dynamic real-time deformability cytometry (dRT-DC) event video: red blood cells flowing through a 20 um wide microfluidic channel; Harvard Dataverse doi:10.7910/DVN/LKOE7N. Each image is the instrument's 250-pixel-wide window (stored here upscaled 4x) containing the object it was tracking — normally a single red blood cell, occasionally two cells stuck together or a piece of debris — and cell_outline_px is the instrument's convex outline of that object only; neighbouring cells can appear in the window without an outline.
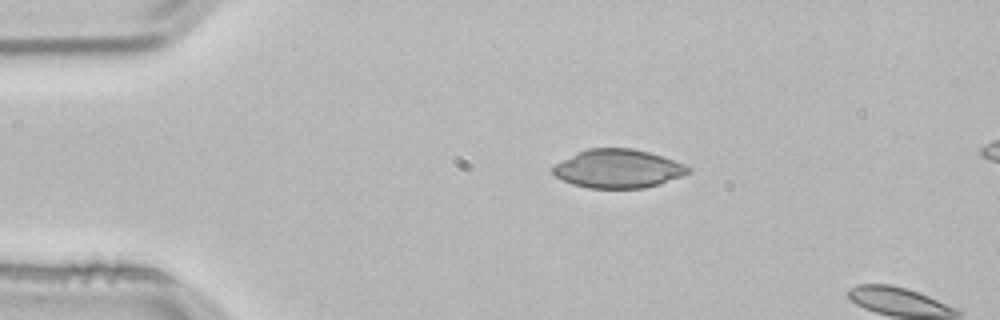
{"species": "common noctule bat (a hibernating species)", "species_latin": "Nyctalus noctula", "temperature_condition": "room temperature", "stored_images_in_passage": 2, "camera_frame_rate_fps": 3000, "um_per_image_px": 0.085, "animal": {"sex": "male", "body_mass_g": 21.5, "forearm_length_mm": 52.0}, "frame": {"image": 1, "passage_image": 1, "time_ms": 0.0, "image_size_px": [1000, 320], "cell_outline_px": [[692, 172], [660, 184], [644, 188], [588, 188], [572, 184], [556, 176], [552, 172], [552, 168], [556, 164], [576, 152], [588, 148], [632, 148], [648, 152], [688, 164], [692, 168]], "centroid_in_image_um": [52.58, 14.33], "position_along_channel_um": 32.4, "area_um2": 30.58}}